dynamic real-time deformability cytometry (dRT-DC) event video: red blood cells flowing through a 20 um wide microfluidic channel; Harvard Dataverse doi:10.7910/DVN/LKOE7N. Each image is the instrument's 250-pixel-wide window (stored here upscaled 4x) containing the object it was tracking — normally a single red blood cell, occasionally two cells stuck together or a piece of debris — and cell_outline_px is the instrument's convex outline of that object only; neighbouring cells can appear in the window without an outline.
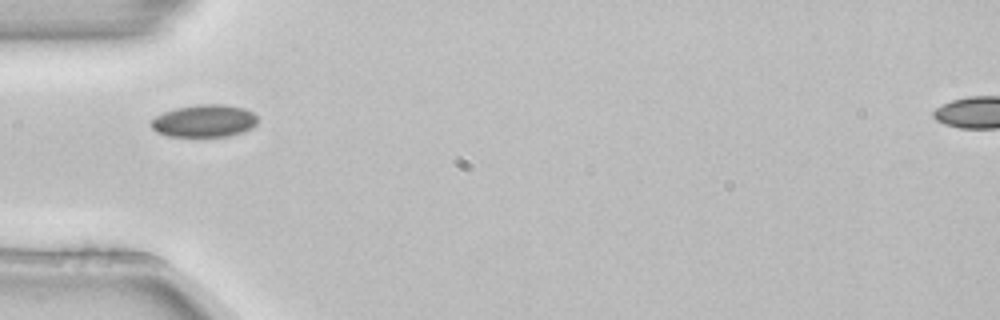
{"species": "common noctule bat (a hibernating species)", "species_latin": "Nyctalus noctula", "temperature_condition": "room temperature", "stored_images_in_passage": 2, "camera_frame_rate_fps": 3000, "um_per_image_px": 0.085, "animal": {"sex": "female", "body_mass_g": 22.7, "forearm_length_mm": 54.2}, "frame": {"image": 1, "passage_image": 1, "time_ms": 0.0, "image_size_px": [1000, 320], "cell_outline_px": [[256, 124], [252, 128], [244, 132], [228, 136], [168, 136], [156, 132], [152, 128], [152, 120], [156, 116], [164, 112], [176, 108], [200, 104], [224, 104], [244, 108], [252, 112], [256, 116]], "centroid_in_image_um": [17.38, 10.28], "position_along_channel_um": 67.6, "area_um2": 20.06}}